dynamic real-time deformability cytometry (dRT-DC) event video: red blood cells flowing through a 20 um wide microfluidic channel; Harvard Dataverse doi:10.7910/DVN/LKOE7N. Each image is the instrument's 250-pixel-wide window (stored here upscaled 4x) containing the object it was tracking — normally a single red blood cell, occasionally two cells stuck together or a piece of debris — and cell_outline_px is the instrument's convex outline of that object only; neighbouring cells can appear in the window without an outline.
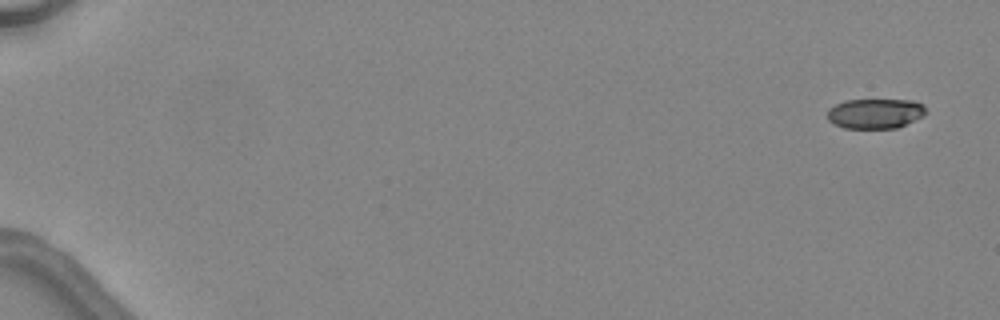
{"species": "common noctule bat (a hibernating species)", "species_latin": "Nyctalus noctula", "temperature_condition": "warm", "stored_images_in_passage": 5, "camera_frame_rate_fps": 3000, "um_per_image_px": 0.085, "animal": {"sex": "female", "body_mass_g": 24.6, "forearm_length_mm": 56.2}, "frame": {"image": 1, "passage_image": 1, "time_ms": 0.0, "image_size_px": [1000, 320], "cell_outline_px": [[924, 116], [896, 128], [844, 128], [828, 120], [828, 108], [844, 100], [912, 100], [924, 104]], "centroid_in_image_um": [74.38, 9.64], "position_along_channel_um": 10.6, "area_um2": 17.11}}
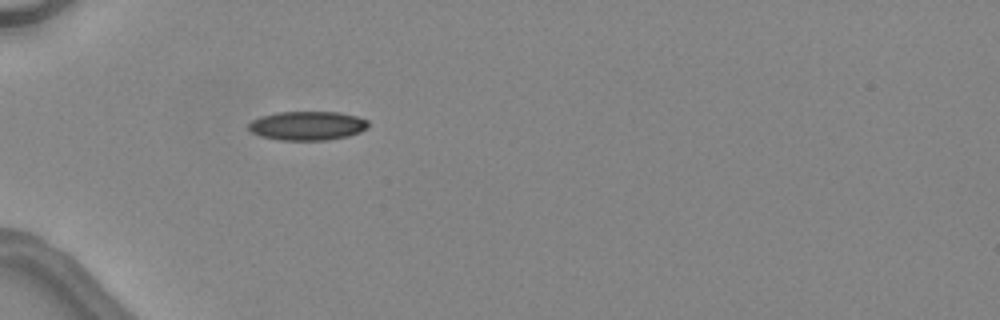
{"frame": {"image": 2, "passage_image": 5, "time_ms": 5.0, "image_size_px": [1000, 320], "cell_outline_px": [[368, 124], [360, 132], [348, 136], [328, 140], [280, 140], [260, 136], [252, 132], [248, 128], [248, 124], [252, 120], [260, 116], [276, 112], [340, 112], [356, 116], [368, 120]], "centroid_in_image_um": [26.1, 10.68], "position_along_channel_um": 58.9, "area_um2": 20.23}}